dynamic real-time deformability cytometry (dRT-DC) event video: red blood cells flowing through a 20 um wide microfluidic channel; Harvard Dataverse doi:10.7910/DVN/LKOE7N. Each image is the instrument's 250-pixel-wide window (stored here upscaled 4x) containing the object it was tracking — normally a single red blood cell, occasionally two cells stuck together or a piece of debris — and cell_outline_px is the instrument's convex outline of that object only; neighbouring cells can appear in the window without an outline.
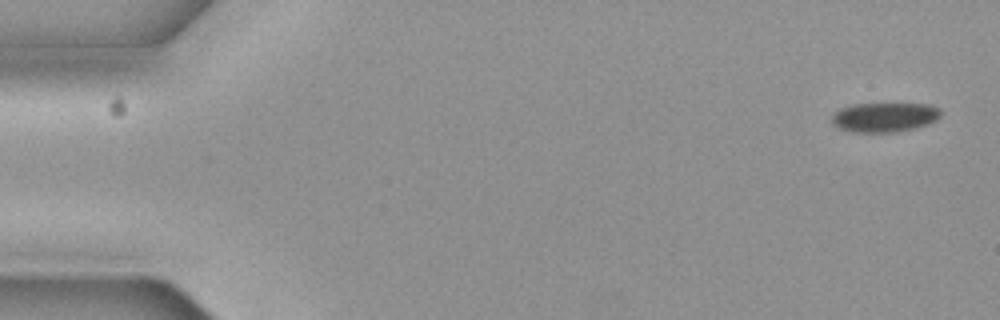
{"species": "common noctule bat (a hibernating species)", "species_latin": "Nyctalus noctula", "temperature_condition": "cold", "stored_images_in_passage": 4, "camera_frame_rate_fps": 3000, "um_per_image_px": 0.085, "animal": {"sex": "female", "body_mass_g": 19.3, "forearm_length_mm": 54.1}, "frame": {"image": 1, "passage_image": 1, "time_ms": 0.0, "image_size_px": [1000, 320], "cell_outline_px": [[940, 116], [936, 120], [928, 124], [896, 132], [852, 132], [840, 128], [832, 120], [832, 116], [840, 108], [852, 104], [928, 104], [940, 108]], "centroid_in_image_um": [75.2, 9.96], "position_along_channel_um": 9.8, "area_um2": 18.5}}
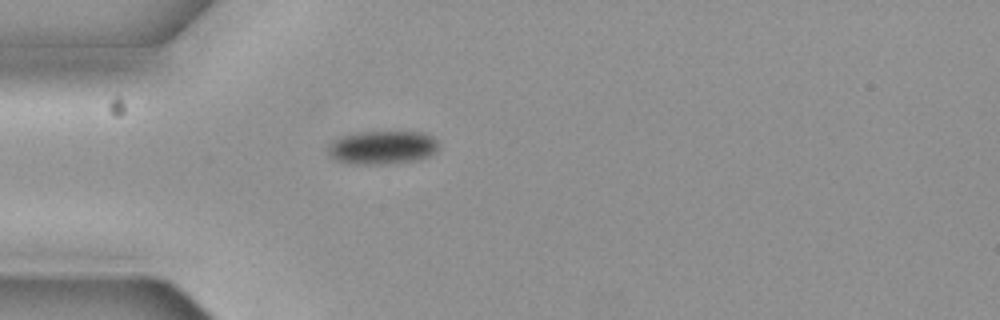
{"frame": {"image": 2, "passage_image": 4, "time_ms": 1.0, "image_size_px": [1000, 320], "cell_outline_px": [[436, 148], [428, 156], [416, 160], [384, 164], [348, 164], [336, 160], [332, 156], [328, 148], [332, 140], [344, 136], [360, 132], [424, 132], [432, 136], [436, 140]], "centroid_in_image_um": [32.47, 12.54], "position_along_channel_um": 52.5, "area_um2": 21.21}}